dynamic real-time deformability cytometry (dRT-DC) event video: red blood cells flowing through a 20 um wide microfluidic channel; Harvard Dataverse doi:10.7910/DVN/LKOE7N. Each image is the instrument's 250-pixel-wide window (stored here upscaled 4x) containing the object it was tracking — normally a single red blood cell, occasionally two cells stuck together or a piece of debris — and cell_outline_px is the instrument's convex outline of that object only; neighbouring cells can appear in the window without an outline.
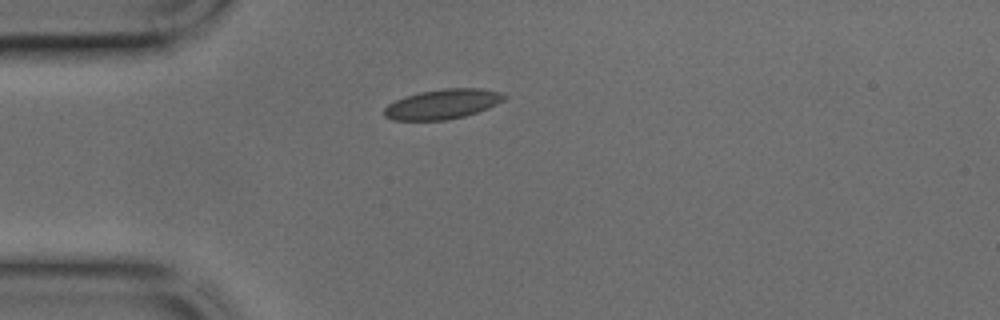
{"species": "common noctule bat (a hibernating species)", "species_latin": "Nyctalus noctula", "temperature_condition": "cold", "stored_images_in_passage": 28, "camera_frame_rate_fps": 3000, "um_per_image_px": 0.085, "animal": {"sex": "male", "body_mass_g": 17.9, "forearm_length_mm": 54.2}, "frame": {"image": 1, "passage_image": 1, "time_ms": 0.0, "image_size_px": [1000, 320], "cell_outline_px": [[508, 96], [504, 100], [488, 108], [464, 116], [444, 120], [392, 120], [384, 116], [384, 108], [388, 104], [404, 96], [420, 92], [444, 88], [480, 88], [500, 92]], "centroid_in_image_um": [37.61, 8.84], "position_along_channel_um": 47.4, "area_um2": 20.81}}
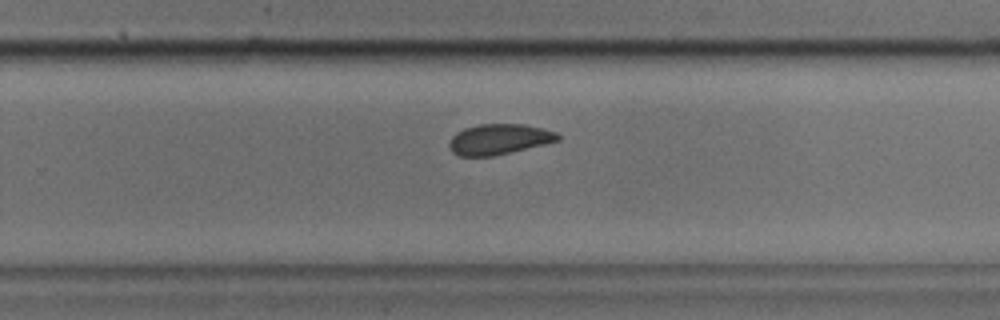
{"frame": {"image": 2, "passage_image": 18, "time_ms": 5.667, "image_size_px": [1000, 320], "cell_outline_px": [[560, 140], [544, 144], [492, 156], [460, 156], [452, 152], [448, 144], [452, 136], [456, 132], [464, 128], [480, 124], [524, 124], [544, 128], [556, 132], [560, 136]], "centroid_in_image_um": [42.41, 11.82], "position_along_channel_um": 287.4, "area_um2": 19.25}}
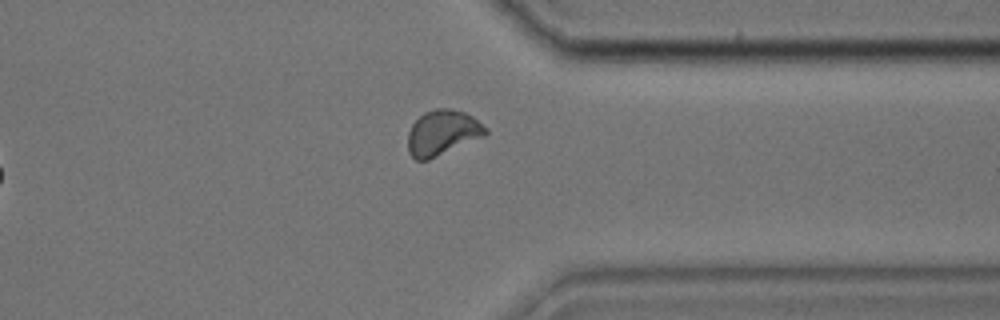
{"frame": {"image": 3, "passage_image": 24, "time_ms": 7.667, "image_size_px": [1000, 320], "cell_outline_px": [[488, 132], [484, 136], [428, 160], [416, 160], [408, 152], [408, 132], [412, 124], [424, 112], [436, 108], [452, 108], [464, 112], [472, 116], [488, 128]], "centroid_in_image_um": [37.6, 11.27], "position_along_channel_um": 373.8, "area_um2": 20.46}}